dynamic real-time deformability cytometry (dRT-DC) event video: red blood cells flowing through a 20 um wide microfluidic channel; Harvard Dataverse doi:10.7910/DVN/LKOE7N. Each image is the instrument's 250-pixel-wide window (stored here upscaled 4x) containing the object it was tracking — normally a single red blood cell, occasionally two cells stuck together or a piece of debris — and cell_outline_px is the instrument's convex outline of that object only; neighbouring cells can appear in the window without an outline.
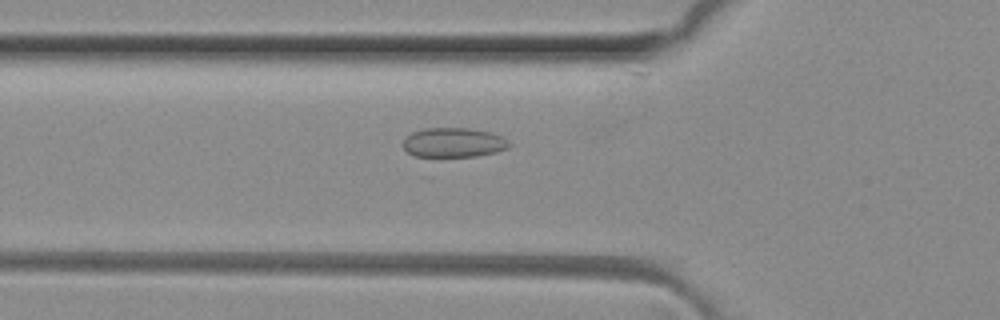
{"species": "common noctule bat (a hibernating species)", "species_latin": "Nyctalus noctula", "temperature_condition": "room temperature", "stored_images_in_passage": 46, "camera_frame_rate_fps": 3000, "um_per_image_px": 0.085, "animal": {"sex": "female", "body_mass_g": 29.2, "forearm_length_mm": 56.3}, "frame": {"image": 1, "passage_image": 18, "time_ms": 5.667, "image_size_px": [1000, 320], "cell_outline_px": [[512, 144], [508, 148], [496, 152], [476, 156], [416, 156], [408, 152], [400, 144], [404, 136], [412, 132], [424, 128], [468, 128], [492, 132], [508, 140]], "centroid_in_image_um": [38.53, 12.1], "position_along_channel_um": 87.3, "area_um2": 18.44}}
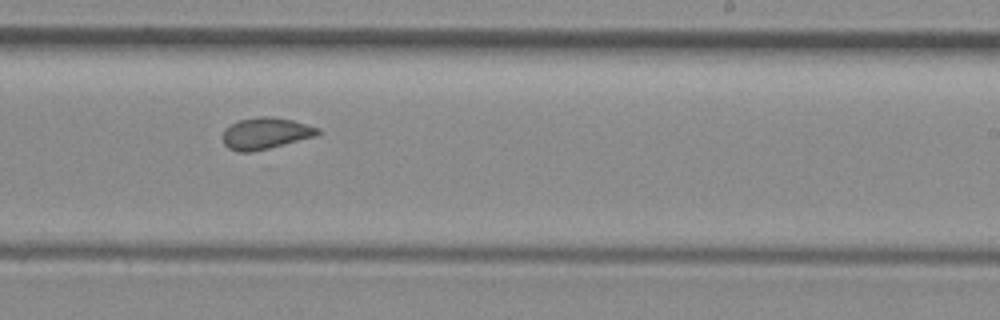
{"frame": {"image": 2, "passage_image": 31, "time_ms": 10.0, "image_size_px": [1000, 320], "cell_outline_px": [[320, 132], [316, 136], [252, 152], [240, 152], [228, 148], [224, 144], [220, 136], [224, 128], [240, 120], [260, 116], [272, 116], [292, 120], [320, 128]], "centroid_in_image_um": [22.53, 11.33], "position_along_channel_um": 266.5, "area_um2": 17.51}}
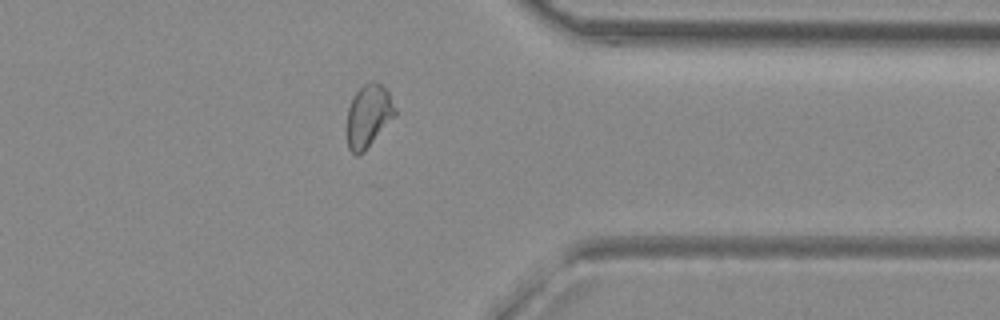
{"frame": {"image": 3, "passage_image": 40, "time_ms": 13.0, "image_size_px": [1000, 320], "cell_outline_px": [[396, 116], [364, 152], [360, 156], [356, 156], [348, 148], [348, 108], [352, 96], [368, 80], [372, 80], [380, 84], [388, 92], [396, 108]], "centroid_in_image_um": [31.33, 9.86], "position_along_channel_um": 380.1, "area_um2": 17.69}, "authors_computed_cell_mechanics": {"area_um2": 17.9469, "velocity_mm_per_s": 4.1238, "shape_relaxation_time_tau1_ms": null, "shape_relaxation_time_tau2_ms": 0.9551, "deformation_change_tau1": null, "deformation_change_tau2": 0.0569}}